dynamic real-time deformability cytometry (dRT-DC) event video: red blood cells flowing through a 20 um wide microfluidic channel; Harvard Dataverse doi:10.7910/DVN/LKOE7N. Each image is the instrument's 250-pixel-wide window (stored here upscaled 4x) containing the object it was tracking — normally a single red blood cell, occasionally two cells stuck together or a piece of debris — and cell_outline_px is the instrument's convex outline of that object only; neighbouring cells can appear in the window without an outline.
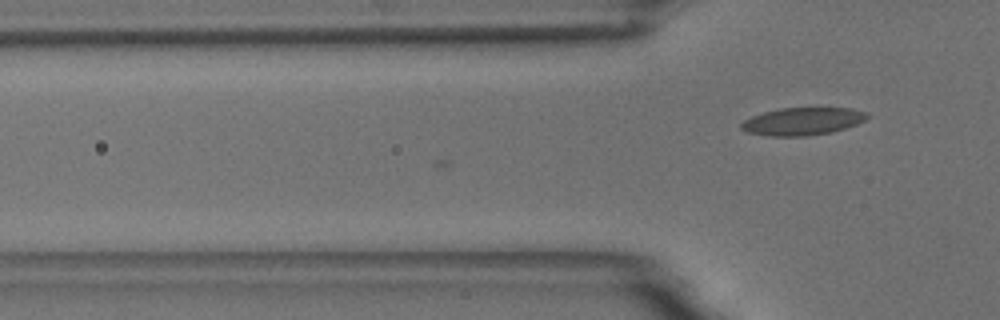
{"species": "common noctule bat (a hibernating species)", "species_latin": "Nyctalus noctula", "temperature_condition": "room temperature", "stored_images_in_passage": 3, "camera_frame_rate_fps": 3000, "um_per_image_px": 0.085, "animal": {"sex": "male", "body_mass_g": 18.8}, "frame": {"image": 1, "passage_image": 3, "time_ms": 0.667, "image_size_px": [1000, 320], "cell_outline_px": [[872, 116], [856, 124], [832, 132], [804, 136], [772, 136], [748, 132], [740, 128], [740, 124], [744, 120], [752, 116], [764, 112], [780, 108], [852, 108], [868, 112]], "centroid_in_image_um": [68.25, 10.3], "position_along_channel_um": 57.6, "area_um2": 20.23}}